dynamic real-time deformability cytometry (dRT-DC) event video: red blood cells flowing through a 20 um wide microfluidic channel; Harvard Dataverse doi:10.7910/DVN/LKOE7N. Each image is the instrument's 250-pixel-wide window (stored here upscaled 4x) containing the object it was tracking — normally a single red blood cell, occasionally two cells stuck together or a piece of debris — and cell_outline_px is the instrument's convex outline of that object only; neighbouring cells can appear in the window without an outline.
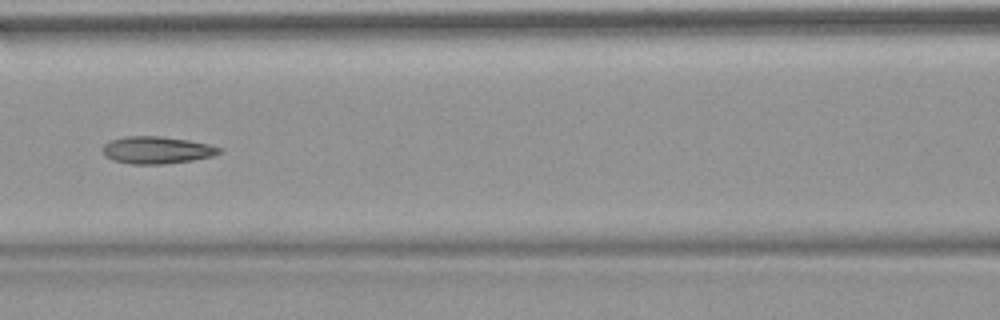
{"species": "common noctule bat (a hibernating species)", "species_latin": "Nyctalus noctula", "temperature_condition": "warm", "stored_images_in_passage": 52, "camera_frame_rate_fps": 3000, "um_per_image_px": 0.085, "animal": {"sex": "female", "body_mass_g": 18.4}, "frame": {"image": 1, "passage_image": 23, "time_ms": 7.333, "image_size_px": [1000, 320], "cell_outline_px": [[224, 148], [220, 152], [212, 156], [192, 160], [160, 164], [132, 164], [112, 160], [100, 148], [108, 140], [124, 136], [160, 136], [188, 140], [208, 144]], "centroid_in_image_um": [13.3, 12.74], "position_along_channel_um": 153.3, "area_um2": 18.5}}
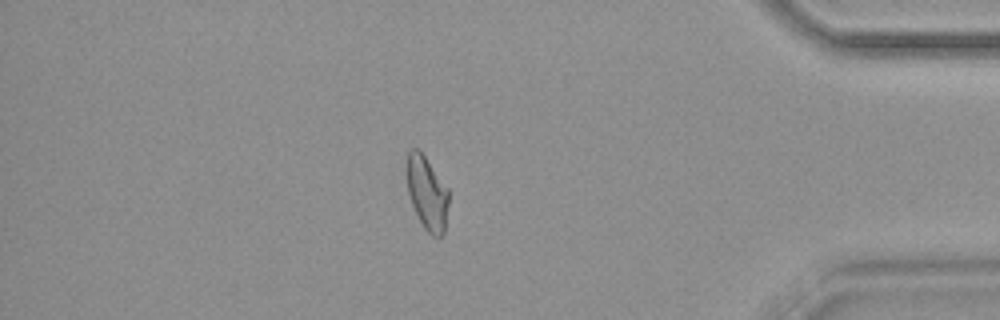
{"frame": {"image": 2, "passage_image": 45, "time_ms": 14.667, "image_size_px": [1000, 320], "cell_outline_px": [[448, 204], [444, 232], [440, 236], [432, 236], [424, 228], [412, 204], [408, 192], [404, 172], [404, 164], [408, 152], [412, 148], [420, 148], [448, 188]], "centroid_in_image_um": [36.25, 16.31], "position_along_channel_um": 398.9, "area_um2": 18.38}, "authors_computed_cell_mechanics": {"area_um2": 18.8717, "velocity_mm_per_s": 3.8276, "shape_relaxation_time_tau1_ms": null, "shape_relaxation_time_tau2_ms": 2.3887, "deformation_change_tau1": null, "deformation_change_tau2": 0.0917}}